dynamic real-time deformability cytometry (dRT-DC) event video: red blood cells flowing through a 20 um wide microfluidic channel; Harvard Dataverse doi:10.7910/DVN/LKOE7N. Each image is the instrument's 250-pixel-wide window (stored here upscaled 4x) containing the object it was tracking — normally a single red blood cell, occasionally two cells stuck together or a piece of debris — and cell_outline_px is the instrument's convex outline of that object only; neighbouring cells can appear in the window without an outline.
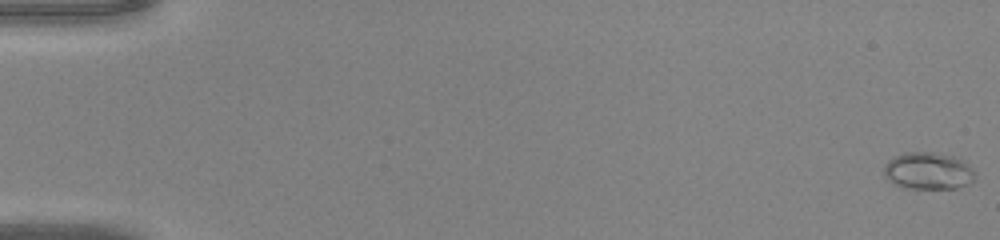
{"species": "common noctule bat (a hibernating species)", "species_latin": "Nyctalus noctula", "temperature_condition": "warm", "stored_images_in_passage": 49, "segment_of_instrument_passage": [1, 2], "camera_frame_rate_fps": 3000, "um_per_image_px": 0.085, "animal": {"sex": "male", "body_mass_g": 20.0, "forearm_length_mm": 53.3}, "frame": {"image": 1, "passage_image": 1, "time_ms": 0.0, "image_size_px": [1000, 240], "cell_outline_px": [[976, 176], [968, 184], [956, 188], [900, 188], [892, 184], [884, 176], [884, 164], [892, 156], [904, 152], [932, 152], [952, 156], [968, 160], [976, 172]], "centroid_in_image_um": [78.9, 14.51], "position_along_channel_um": 6.1, "area_um2": 20.29}}
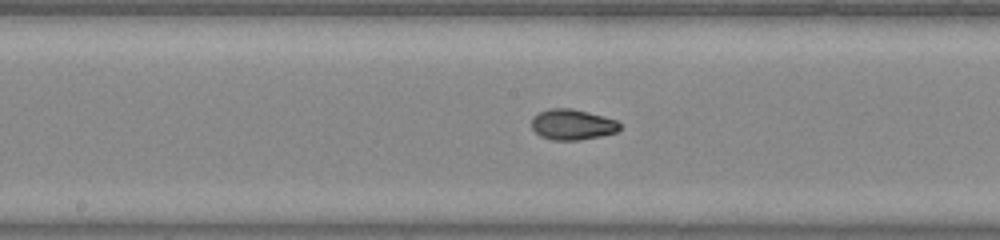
{"frame": {"image": 2, "passage_image": 26, "time_ms": 8.333, "image_size_px": [1000, 240], "cell_outline_px": [[620, 128], [616, 132], [600, 136], [580, 140], [552, 140], [540, 136], [532, 128], [532, 116], [548, 108], [572, 108], [604, 116], [616, 120], [620, 124]], "centroid_in_image_um": [48.63, 10.58], "position_along_channel_um": 199.6, "area_um2": 15.78}}
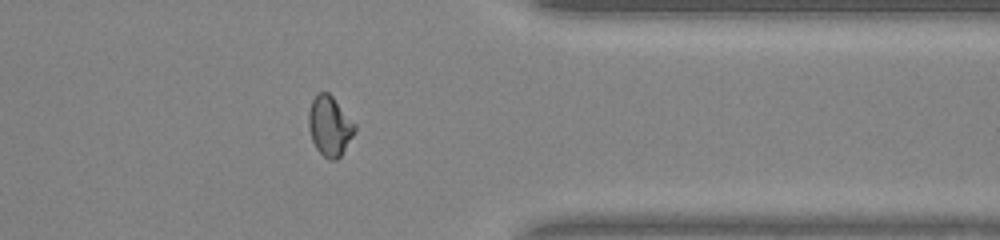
{"frame": {"image": 3, "passage_image": 39, "time_ms": 12.667, "image_size_px": [1000, 240], "cell_outline_px": [[356, 132], [340, 156], [336, 160], [328, 160], [316, 148], [312, 140], [308, 128], [308, 112], [312, 100], [320, 92], [328, 92], [332, 96], [356, 124]], "centroid_in_image_um": [28.03, 10.72], "position_along_channel_um": 383.4, "area_um2": 16.13}}